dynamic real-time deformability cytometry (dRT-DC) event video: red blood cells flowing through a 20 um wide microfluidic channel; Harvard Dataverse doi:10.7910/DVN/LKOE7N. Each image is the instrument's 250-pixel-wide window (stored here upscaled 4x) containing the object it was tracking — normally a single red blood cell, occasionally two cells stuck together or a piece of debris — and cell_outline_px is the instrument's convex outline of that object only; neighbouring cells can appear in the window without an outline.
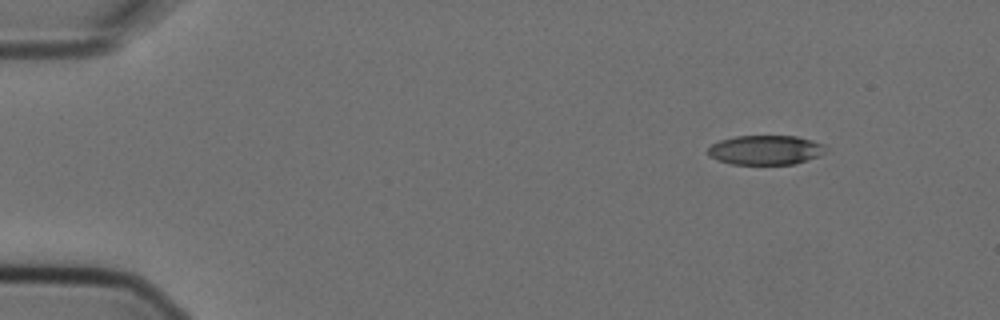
{"species": "Egyptian fruit bat (a non-hibernating species)", "species_latin": "Rousettus aegyptiacus", "temperature_condition": "cold", "stored_images_in_passage": 5, "camera_frame_rate_fps": 3000, "um_per_image_px": 0.085, "animal": {"sex": "female"}, "frame": {"image": 1, "passage_image": 1, "time_ms": 0.0, "image_size_px": [1000, 320], "cell_outline_px": [[828, 148], [820, 156], [796, 164], [728, 164], [716, 160], [708, 156], [708, 148], [712, 144], [720, 140], [736, 136], [796, 136], [812, 140], [824, 144]], "centroid_in_image_um": [65.08, 12.76], "position_along_channel_um": 19.9, "area_um2": 20.46}}
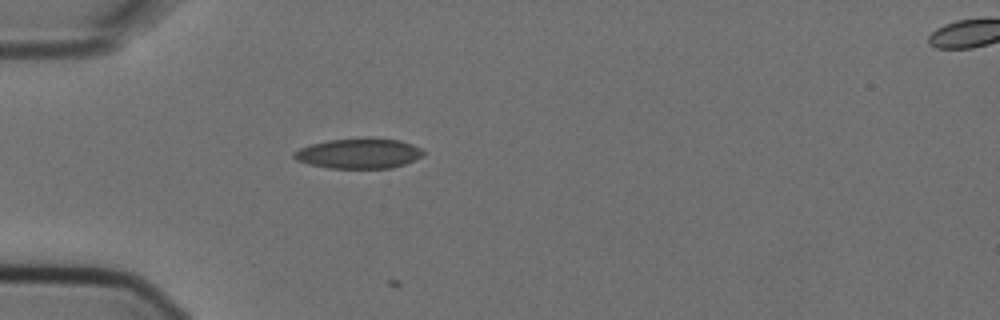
{"frame": {"image": 2, "passage_image": 4, "time_ms": 1.0, "image_size_px": [1000, 320], "cell_outline_px": [[424, 156], [416, 160], [392, 168], [328, 168], [308, 164], [296, 160], [292, 156], [292, 152], [300, 148], [312, 144], [328, 140], [364, 136], [400, 140], [412, 144], [420, 148], [424, 152]], "centroid_in_image_um": [30.51, 13.02], "position_along_channel_um": 54.5, "area_um2": 23.24}}